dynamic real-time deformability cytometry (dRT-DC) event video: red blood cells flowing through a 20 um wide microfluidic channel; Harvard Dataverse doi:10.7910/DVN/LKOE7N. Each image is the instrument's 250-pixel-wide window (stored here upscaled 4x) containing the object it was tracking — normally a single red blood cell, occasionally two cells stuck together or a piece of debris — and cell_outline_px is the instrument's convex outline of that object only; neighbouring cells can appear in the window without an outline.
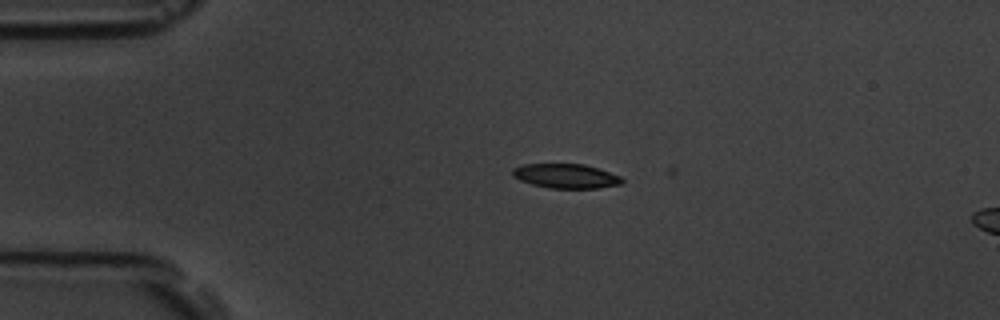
{"species": "common noctule bat (a hibernating species)", "species_latin": "Nyctalus noctula", "temperature_condition": "room temperature", "stored_images_in_passage": 2, "camera_frame_rate_fps": 3000, "um_per_image_px": 0.085, "animal": {"sex": "male", "body_mass_g": 19.5, "forearm_length_mm": 54.6}, "frame": {"image": 1, "passage_image": 1, "time_ms": 0.0, "image_size_px": [1000, 320], "cell_outline_px": [[624, 180], [620, 184], [600, 188], [548, 188], [532, 184], [520, 180], [512, 176], [512, 168], [524, 164], [584, 164], [620, 176]], "centroid_in_image_um": [48.07, 14.96], "position_along_channel_um": 36.9, "area_um2": 15.49}}